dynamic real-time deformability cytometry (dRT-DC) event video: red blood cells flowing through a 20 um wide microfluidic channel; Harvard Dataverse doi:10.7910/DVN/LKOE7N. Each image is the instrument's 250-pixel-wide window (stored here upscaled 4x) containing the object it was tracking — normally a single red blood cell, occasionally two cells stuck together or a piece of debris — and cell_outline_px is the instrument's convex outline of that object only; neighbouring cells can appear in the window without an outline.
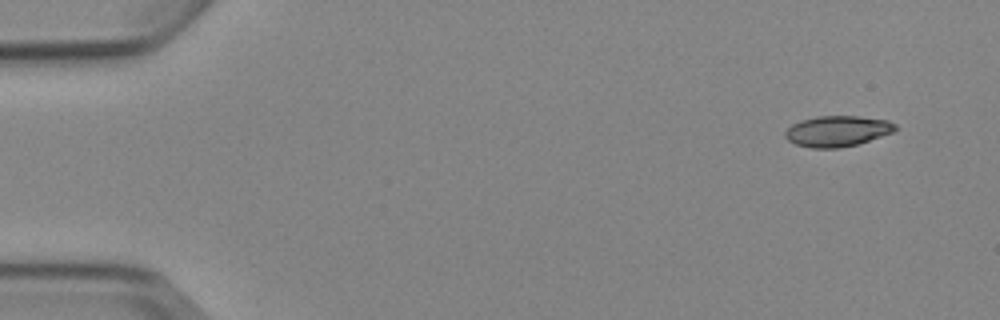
{"species": "Egyptian fruit bat (a non-hibernating species)", "species_latin": "Rousettus aegyptiacus", "temperature_condition": "cold", "stored_images_in_passage": 6, "camera_frame_rate_fps": 3000, "um_per_image_px": 0.085, "animal": {"sex": "female"}, "frame": {"image": 1, "passage_image": 1, "time_ms": 0.0, "image_size_px": [1000, 320], "cell_outline_px": [[896, 132], [856, 144], [840, 148], [812, 148], [796, 144], [788, 140], [784, 136], [784, 132], [792, 124], [800, 120], [816, 116], [860, 116], [888, 120], [896, 124]], "centroid_in_image_um": [71.18, 11.14], "position_along_channel_um": 13.8, "area_um2": 19.88}}
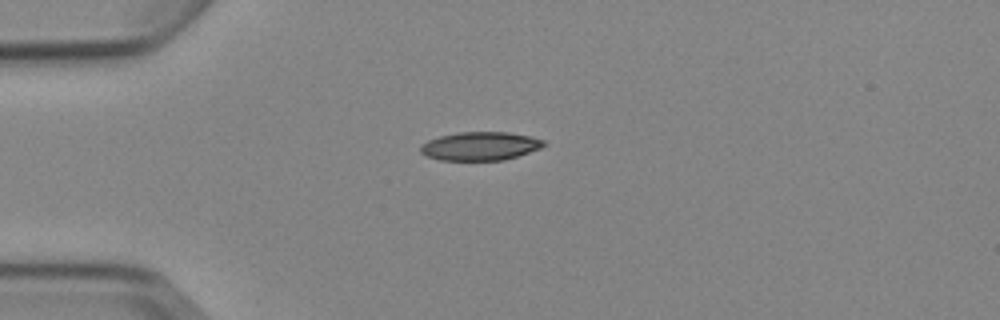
{"frame": {"image": 2, "passage_image": 4, "time_ms": 3.333, "image_size_px": [1000, 320], "cell_outline_px": [[548, 144], [540, 148], [504, 160], [440, 160], [424, 156], [420, 152], [420, 144], [428, 140], [440, 136], [456, 132], [508, 132], [532, 136], [544, 140]], "centroid_in_image_um": [40.79, 12.41], "position_along_channel_um": 44.2, "area_um2": 20.63}}
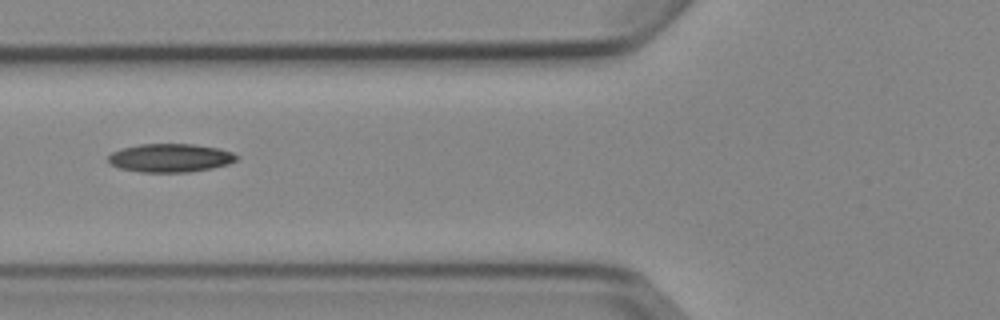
{"frame": {"image": 3, "passage_image": 6, "time_ms": 5.667, "image_size_px": [1000, 320], "cell_outline_px": [[240, 156], [236, 160], [228, 164], [212, 168], [188, 172], [140, 172], [120, 168], [112, 164], [108, 160], [108, 156], [112, 152], [120, 148], [140, 144], [192, 144], [220, 148], [232, 152]], "centroid_in_image_um": [14.49, 13.41], "position_along_channel_um": 111.3, "area_um2": 21.33}}